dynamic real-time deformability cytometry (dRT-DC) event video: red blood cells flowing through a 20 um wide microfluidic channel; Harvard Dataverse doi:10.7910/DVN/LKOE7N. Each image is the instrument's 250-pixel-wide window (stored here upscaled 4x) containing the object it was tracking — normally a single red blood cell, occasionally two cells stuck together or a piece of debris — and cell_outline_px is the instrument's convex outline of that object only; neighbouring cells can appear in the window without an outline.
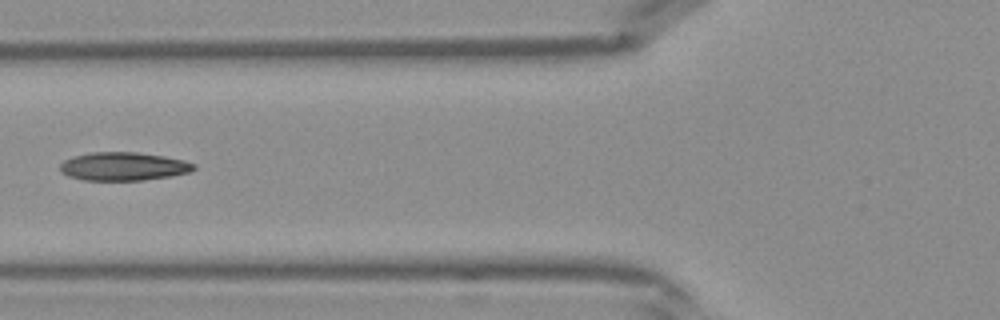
{"species": "Egyptian fruit bat (a non-hibernating species)", "species_latin": "Rousettus aegyptiacus", "temperature_condition": "warm", "stored_images_in_passage": 19, "camera_frame_rate_fps": 3000, "um_per_image_px": 0.085, "frame": {"image": 1, "passage_image": 16, "time_ms": 5.0, "image_size_px": [1000, 320], "cell_outline_px": [[196, 168], [192, 172], [144, 180], [84, 180], [68, 176], [60, 172], [60, 164], [64, 160], [72, 156], [92, 152], [136, 152], [164, 156], [184, 160], [196, 164]], "centroid_in_image_um": [10.49, 14.14], "position_along_channel_um": 115.3, "area_um2": 22.2}}